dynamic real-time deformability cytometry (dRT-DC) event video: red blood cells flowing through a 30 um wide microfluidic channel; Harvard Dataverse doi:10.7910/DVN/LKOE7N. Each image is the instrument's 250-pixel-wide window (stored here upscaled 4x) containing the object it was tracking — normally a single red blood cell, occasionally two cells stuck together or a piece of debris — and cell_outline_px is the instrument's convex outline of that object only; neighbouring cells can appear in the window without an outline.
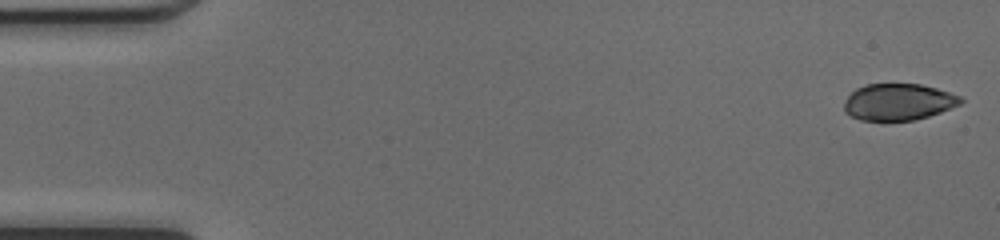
{"species": "common noctule bat (a hibernating species)", "species_latin": "Nyctalus noctula", "temperature_condition": "cold", "stored_images_in_passage": 12, "camera_frame_rate_fps": 3000, "um_per_image_px": 0.085, "animal": {"sex": "female", "body_mass_g": 17.0, "forearm_length_mm": 48.0}, "frame": {"image": 1, "passage_image": 1, "time_ms": 0.0, "image_size_px": [1000, 240], "cell_outline_px": [[964, 100], [960, 104], [940, 112], [928, 116], [912, 120], [860, 120], [844, 112], [844, 100], [856, 88], [868, 84], [920, 84], [936, 88], [960, 96]], "centroid_in_image_um": [76.34, 8.66], "position_along_channel_um": 8.7, "area_um2": 24.68}}